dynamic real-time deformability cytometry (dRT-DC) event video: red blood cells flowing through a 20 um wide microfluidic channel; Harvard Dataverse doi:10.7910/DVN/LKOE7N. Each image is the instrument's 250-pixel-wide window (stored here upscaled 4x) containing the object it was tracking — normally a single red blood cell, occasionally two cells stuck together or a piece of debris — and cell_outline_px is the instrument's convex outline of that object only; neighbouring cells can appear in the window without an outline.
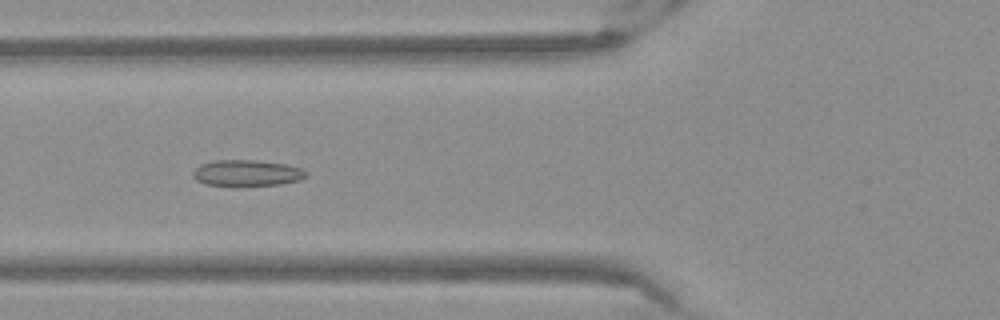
{"species": "Egyptian fruit bat (a non-hibernating species)", "species_latin": "Rousettus aegyptiacus", "temperature_condition": "warm", "stored_images_in_passage": 47, "camera_frame_rate_fps": 3000, "um_per_image_px": 0.085, "frame": {"image": 1, "passage_image": 20, "time_ms": 6.333, "image_size_px": [1000, 320], "cell_outline_px": [[308, 176], [300, 180], [280, 184], [232, 188], [204, 184], [196, 180], [192, 176], [192, 172], [200, 164], [212, 160], [256, 160], [288, 164], [300, 168], [308, 172]], "centroid_in_image_um": [20.96, 14.74], "position_along_channel_um": 104.8, "area_um2": 18.09}}
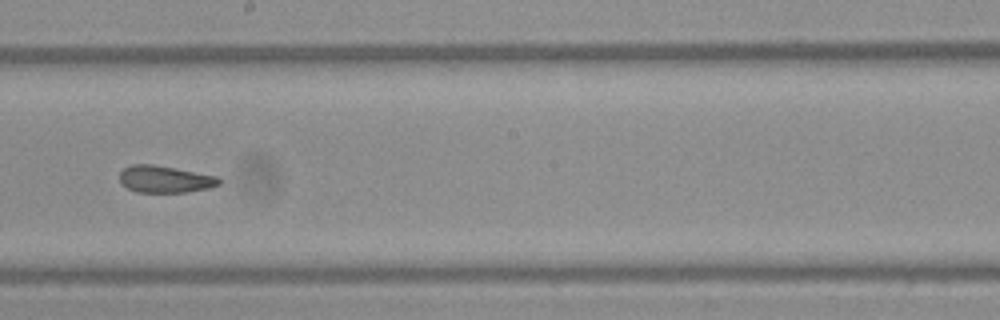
{"frame": {"image": 2, "passage_image": 30, "time_ms": 9.667, "image_size_px": [1000, 320], "cell_outline_px": [[220, 184], [208, 188], [184, 192], [136, 192], [120, 184], [120, 172], [124, 168], [132, 164], [152, 164], [216, 176], [220, 180]], "centroid_in_image_um": [13.97, 15.23], "position_along_channel_um": 234.2, "area_um2": 15.43}}
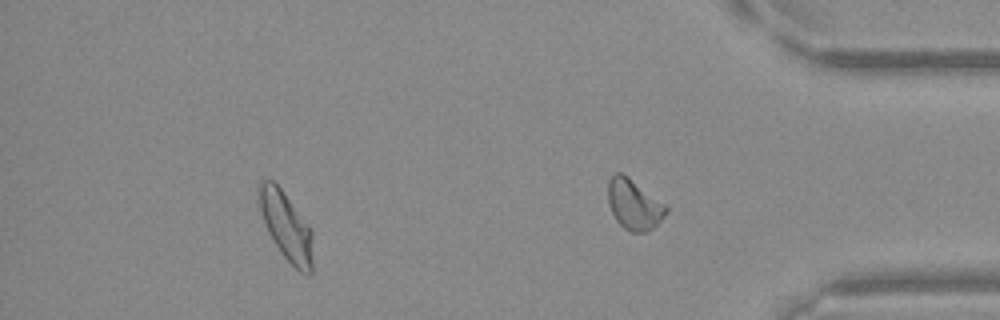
{"frame": {"image": 3, "passage_image": 42, "time_ms": 13.667, "image_size_px": [1000, 320], "cell_outline_px": [[312, 272], [308, 276], [300, 272], [280, 252], [268, 232], [264, 224], [256, 192], [256, 184], [264, 180], [272, 180], [280, 188], [308, 224], [312, 232]], "centroid_in_image_um": [24.3, 19.21], "position_along_channel_um": 410.9, "area_um2": 21.39}}